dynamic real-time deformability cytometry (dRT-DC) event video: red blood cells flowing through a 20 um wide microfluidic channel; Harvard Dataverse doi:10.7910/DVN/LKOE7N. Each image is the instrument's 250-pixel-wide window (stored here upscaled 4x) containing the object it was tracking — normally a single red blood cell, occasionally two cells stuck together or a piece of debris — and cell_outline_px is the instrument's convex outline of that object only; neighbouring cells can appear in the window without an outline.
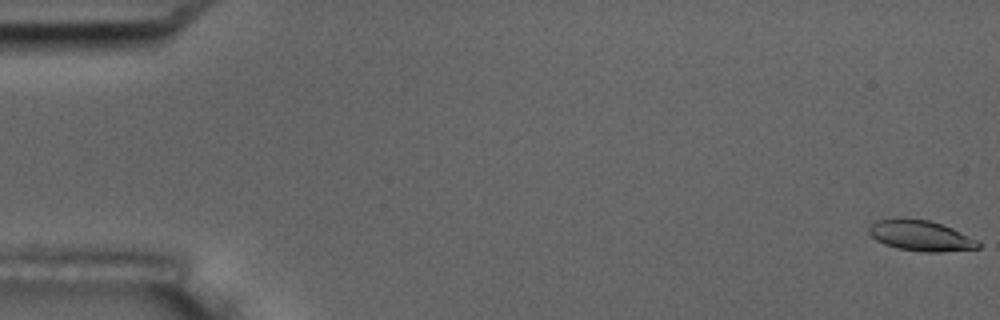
{"species": "common noctule bat (a hibernating species)", "species_latin": "Nyctalus noctula", "temperature_condition": "room temperature", "stored_images_in_passage": 6, "camera_frame_rate_fps": 3000, "um_per_image_px": 0.085, "animal": {"sex": "male", "body_mass_g": 17.5, "forearm_length_mm": 52.3}, "frame": {"image": 1, "passage_image": 1, "time_ms": 0.0, "image_size_px": [1000, 320], "cell_outline_px": [[980, 248], [940, 252], [924, 252], [896, 248], [884, 244], [876, 240], [868, 232], [868, 228], [876, 220], [896, 216], [904, 216], [928, 220], [952, 228], [976, 240], [980, 244]], "centroid_in_image_um": [78.19, 20.0], "position_along_channel_um": 6.8, "area_um2": 19.77}}
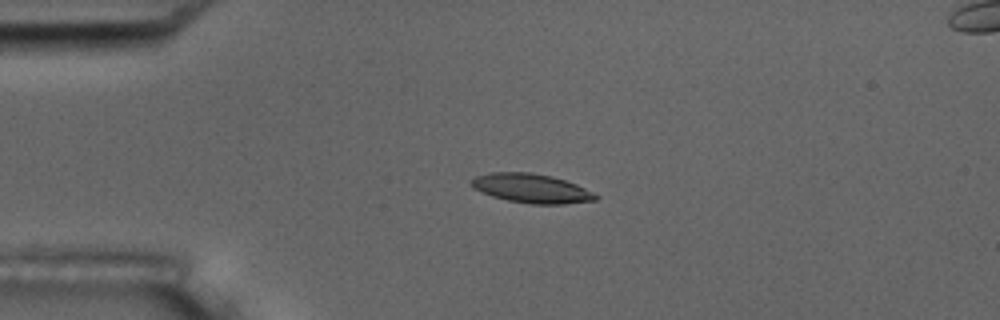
{"frame": {"image": 2, "passage_image": 4, "time_ms": 4.333, "image_size_px": [1000, 320], "cell_outline_px": [[600, 196], [596, 200], [564, 204], [532, 204], [508, 200], [492, 196], [472, 188], [468, 184], [468, 180], [476, 176], [492, 172], [532, 172], [552, 176], [576, 184]], "centroid_in_image_um": [45.13, 16.0], "position_along_channel_um": 39.9, "area_um2": 21.21}}